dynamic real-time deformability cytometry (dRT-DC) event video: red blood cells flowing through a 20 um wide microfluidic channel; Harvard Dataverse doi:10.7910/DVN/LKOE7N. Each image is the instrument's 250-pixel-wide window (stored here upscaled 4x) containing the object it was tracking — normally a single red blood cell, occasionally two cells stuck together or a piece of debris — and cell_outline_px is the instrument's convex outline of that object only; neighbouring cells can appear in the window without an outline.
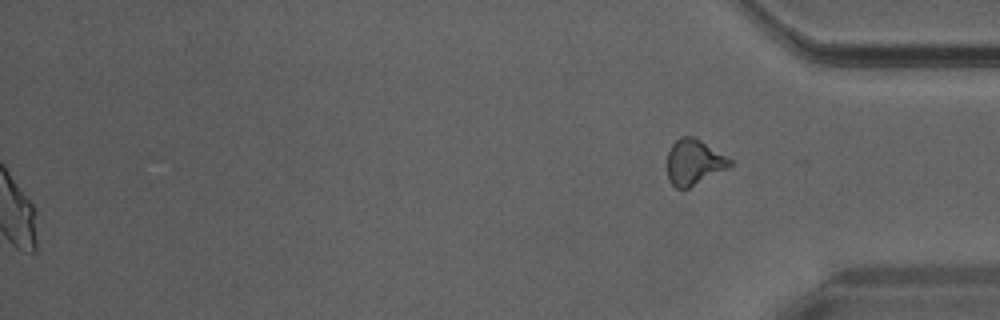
{"species": "Egyptian fruit bat (a non-hibernating species)", "species_latin": "Rousettus aegyptiacus", "temperature_condition": "warm", "stored_images_in_passage": 33, "camera_frame_rate_fps": 3000, "um_per_image_px": 0.085, "animal": {"sex": "male"}, "frame": {"image": 1, "passage_image": 33, "time_ms": 10.667, "image_size_px": [1000, 320], "cell_outline_px": [[732, 164], [728, 168], [688, 188], [676, 188], [668, 180], [668, 152], [672, 144], [680, 136], [696, 136], [732, 160]], "centroid_in_image_um": [58.98, 13.76], "position_along_channel_um": 376.2, "area_um2": 16.59}}